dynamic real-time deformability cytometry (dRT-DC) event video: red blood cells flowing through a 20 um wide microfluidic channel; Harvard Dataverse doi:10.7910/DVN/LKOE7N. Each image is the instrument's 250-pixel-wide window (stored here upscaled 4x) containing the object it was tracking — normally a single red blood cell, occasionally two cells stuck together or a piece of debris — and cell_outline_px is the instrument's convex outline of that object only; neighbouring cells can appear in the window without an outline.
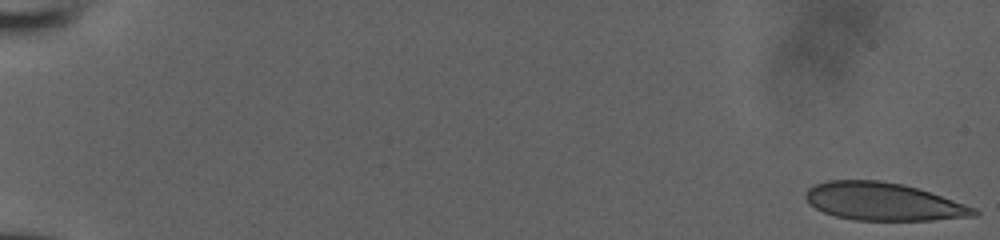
{"species": "human", "species_latin": "Homo sapiens", "temperature_condition": "room temperature", "stored_images_in_passage": 52, "camera_frame_rate_fps": 3000, "um_per_image_px": 0.085, "donor": {"sex": "male"}, "frame": {"image": 1, "passage_image": 1, "time_ms": 0.0, "image_size_px": [1000, 240], "cell_outline_px": [[980, 212], [976, 216], [932, 220], [856, 220], [836, 216], [824, 212], [808, 204], [804, 196], [804, 192], [808, 188], [816, 184], [828, 180], [880, 180], [904, 184], [976, 208]], "centroid_in_image_um": [75.04, 17.13], "position_along_channel_um": 10.0, "area_um2": 36.93}}
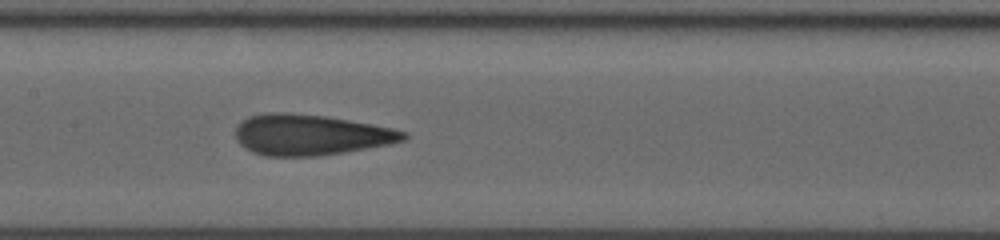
{"frame": {"image": 2, "passage_image": 28, "time_ms": 9.0, "image_size_px": [1000, 240], "cell_outline_px": [[408, 136], [404, 140], [392, 144], [320, 156], [264, 156], [252, 152], [240, 144], [236, 140], [236, 124], [248, 116], [268, 112], [288, 112], [324, 116], [372, 124], [392, 128], [408, 132]], "centroid_in_image_um": [26.38, 11.46], "position_along_channel_um": 181.0, "area_um2": 40.17}}
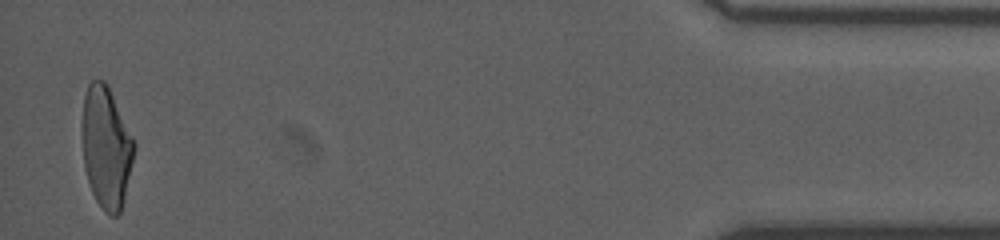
{"frame": {"image": 3, "passage_image": 51, "time_ms": 16.667, "image_size_px": [1000, 240], "cell_outline_px": [[136, 144], [124, 200], [120, 212], [116, 216], [108, 216], [104, 212], [96, 200], [92, 192], [84, 168], [84, 96], [88, 84], [92, 80], [104, 80], [108, 84]], "centroid_in_image_um": [9.06, 12.54], "position_along_channel_um": 426.1, "area_um2": 36.36}}